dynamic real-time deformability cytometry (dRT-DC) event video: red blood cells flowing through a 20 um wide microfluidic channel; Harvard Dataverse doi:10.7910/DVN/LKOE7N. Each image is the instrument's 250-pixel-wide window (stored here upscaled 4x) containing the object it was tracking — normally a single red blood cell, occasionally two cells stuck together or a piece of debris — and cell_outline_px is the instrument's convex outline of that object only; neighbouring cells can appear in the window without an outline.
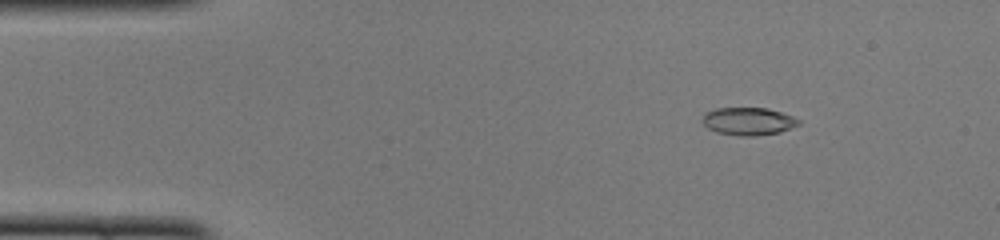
{"species": "common noctule bat (a hibernating species)", "species_latin": "Nyctalus noctula", "temperature_condition": "cold", "stored_images_in_passage": 49, "camera_frame_rate_fps": 3000, "um_per_image_px": 0.085, "animal": {"sex": "female", "body_mass_g": 22.0, "forearm_length_mm": 56.7}, "frame": {"image": 1, "passage_image": 7, "time_ms": 2.0, "image_size_px": [1000, 240], "cell_outline_px": [[800, 124], [780, 132], [752, 136], [740, 136], [716, 132], [708, 128], [700, 120], [704, 112], [716, 108], [768, 108], [792, 116], [800, 120]], "centroid_in_image_um": [63.57, 10.3], "position_along_channel_um": 21.4, "area_um2": 15.61}}
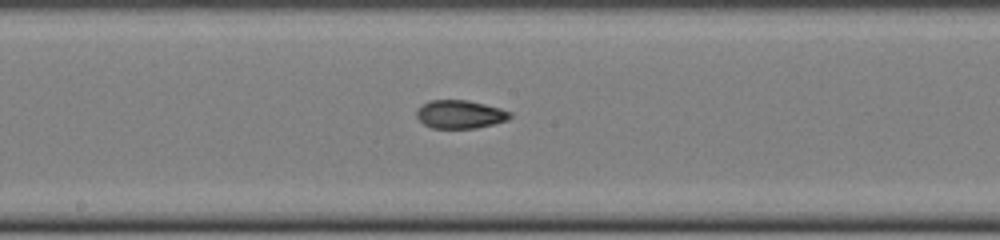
{"frame": {"image": 2, "passage_image": 26, "time_ms": 8.333, "image_size_px": [1000, 240], "cell_outline_px": [[512, 116], [508, 120], [476, 128], [432, 128], [424, 124], [416, 116], [416, 108], [420, 104], [428, 100], [468, 100], [500, 108], [512, 112]], "centroid_in_image_um": [39.08, 9.7], "position_along_channel_um": 209.1, "area_um2": 15.55}}
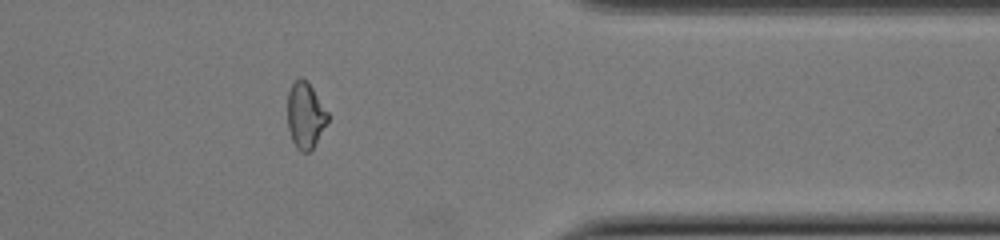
{"frame": {"image": 3, "passage_image": 40, "time_ms": 13.0, "image_size_px": [1000, 240], "cell_outline_px": [[328, 120], [316, 144], [308, 152], [300, 152], [296, 148], [292, 140], [288, 128], [288, 92], [292, 84], [300, 76], [308, 80], [328, 112]], "centroid_in_image_um": [25.96, 9.79], "position_along_channel_um": 385.4, "area_um2": 15.61}, "authors_computed_cell_mechanics": {"area_um2": 15.6638, "velocity_mm_per_s": 4.1225, "shape_relaxation_time_tau1_ms": null, "shape_relaxation_time_tau2_ms": 1.9502, "deformation_change_tau1": null, "deformation_change_tau2": 0.0807}}